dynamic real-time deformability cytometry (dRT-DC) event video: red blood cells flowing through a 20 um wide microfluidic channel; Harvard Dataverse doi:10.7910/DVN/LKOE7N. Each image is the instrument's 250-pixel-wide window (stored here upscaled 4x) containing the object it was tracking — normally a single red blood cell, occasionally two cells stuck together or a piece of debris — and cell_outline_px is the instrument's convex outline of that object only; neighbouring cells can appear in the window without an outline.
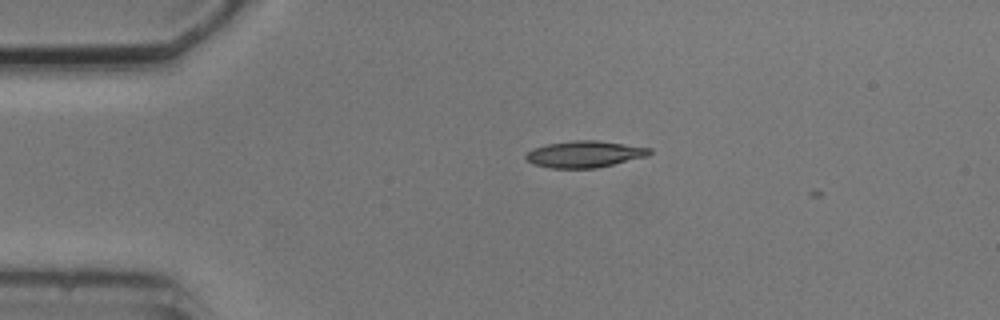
{"species": "common noctule bat (a hibernating species)", "species_latin": "Nyctalus noctula", "temperature_condition": "cold", "stored_images_in_passage": 3, "camera_frame_rate_fps": 3000, "um_per_image_px": 0.085, "animal": {"sex": "male", "body_mass_g": 20.5, "forearm_length_mm": 52.5}, "frame": {"image": 1, "passage_image": 1, "time_ms": 0.0, "image_size_px": [1000, 320], "cell_outline_px": [[652, 152], [648, 156], [596, 168], [552, 168], [536, 164], [528, 160], [524, 156], [532, 148], [548, 144], [572, 140], [596, 140], [652, 148]], "centroid_in_image_um": [49.71, 13.09], "position_along_channel_um": 35.3, "area_um2": 19.02}}